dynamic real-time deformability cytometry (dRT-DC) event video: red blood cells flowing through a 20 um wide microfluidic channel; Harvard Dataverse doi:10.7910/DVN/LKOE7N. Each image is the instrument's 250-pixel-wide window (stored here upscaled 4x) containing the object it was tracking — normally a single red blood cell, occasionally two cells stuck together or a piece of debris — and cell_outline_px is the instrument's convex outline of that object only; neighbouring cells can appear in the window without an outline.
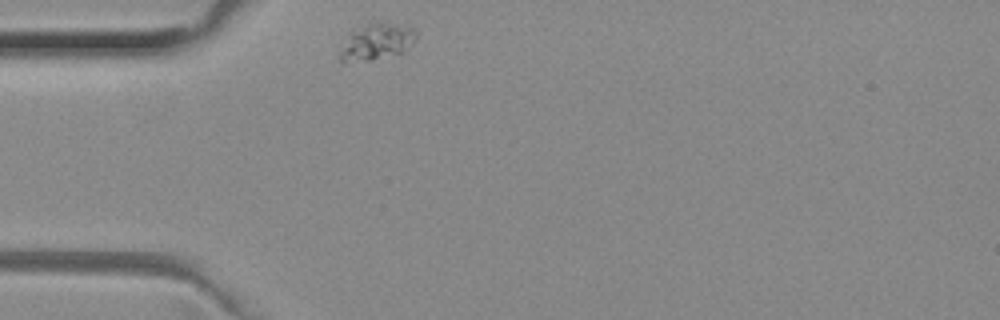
{"species": "common noctule bat (a hibernating species)", "species_latin": "Nyctalus noctula", "temperature_condition": "room temperature", "stored_images_in_passage": 30, "camera_frame_rate_fps": 3000, "um_per_image_px": 0.085, "animal": {"sex": "female", "body_mass_g": 29.2, "forearm_length_mm": 56.3}, "frame": {"image": 1, "passage_image": 1, "time_ms": 0.0, "image_size_px": [1000, 320], "cell_outline_px": [[416, 40], [404, 52], [348, 64], [344, 64], [340, 60], [340, 52], [352, 32], [376, 20], [380, 20], [416, 28]], "centroid_in_image_um": [32.07, 3.54], "position_along_channel_um": 52.9, "area_um2": 16.13}}
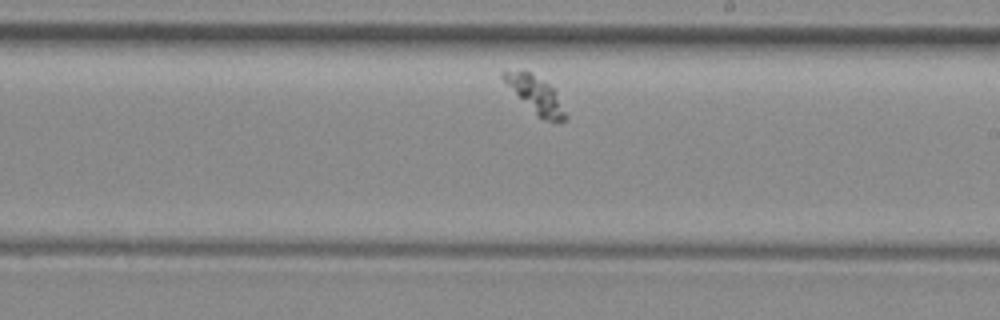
{"frame": {"image": 2, "passage_image": 18, "time_ms": 5.667, "image_size_px": [1000, 320], "cell_outline_px": [[568, 120], [544, 120], [500, 76], [500, 72], [520, 68], [524, 68], [532, 72], [556, 88], [568, 116]], "centroid_in_image_um": [45.6, 7.95], "position_along_channel_um": 243.4, "area_um2": 13.12}}
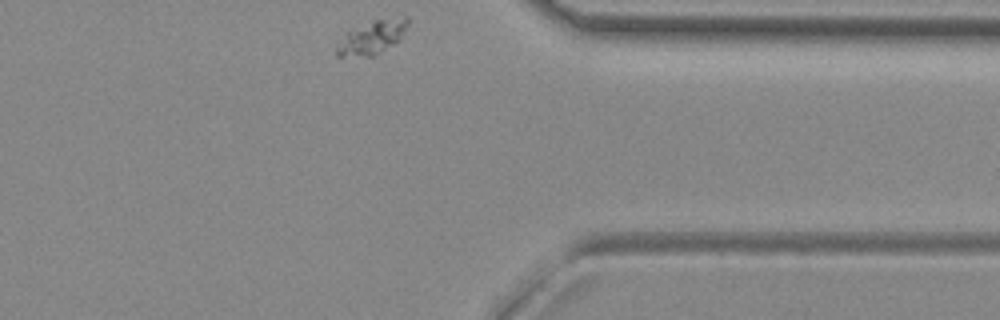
{"frame": {"image": 3, "passage_image": 30, "time_ms": 9.667, "image_size_px": [1000, 320], "cell_outline_px": [[408, 24], [400, 40], [380, 52], [372, 56], [336, 56], [336, 44], [348, 32], [376, 20], [404, 16], [408, 16]], "centroid_in_image_um": [31.65, 3.18], "position_along_channel_um": 379.8, "area_um2": 13.53}}